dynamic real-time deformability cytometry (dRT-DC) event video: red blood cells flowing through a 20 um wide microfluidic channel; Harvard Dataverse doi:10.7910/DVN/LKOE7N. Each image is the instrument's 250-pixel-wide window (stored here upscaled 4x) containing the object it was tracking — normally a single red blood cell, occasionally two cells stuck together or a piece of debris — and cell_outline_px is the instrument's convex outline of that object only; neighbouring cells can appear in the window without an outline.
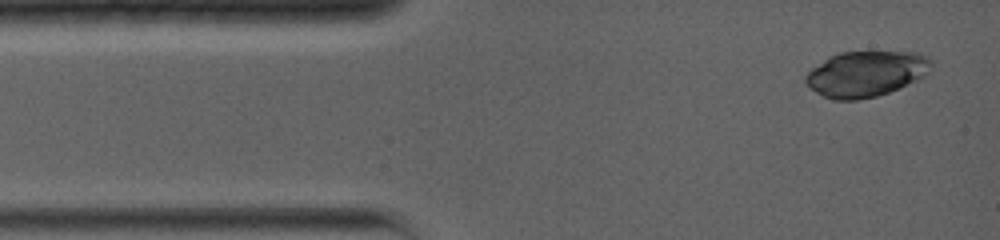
{"species": "common noctule bat (a hibernating species)", "species_latin": "Nyctalus noctula", "temperature_condition": "warm", "stored_images_in_passage": 10, "camera_frame_rate_fps": 5000, "um_per_image_px": 0.085, "animal": {"sex": "female", "body_mass_g": 19.0, "forearm_length_mm": 56.7}, "frame": {"image": 1, "passage_image": 2, "time_ms": 0.4, "image_size_px": [1000, 240], "cell_outline_px": [[932, 64], [928, 72], [924, 76], [916, 80], [888, 92], [876, 96], [856, 100], [832, 100], [816, 92], [804, 80], [804, 76], [812, 68], [828, 56], [840, 52], [920, 52], [928, 56], [932, 60]], "centroid_in_image_um": [73.61, 6.26], "position_along_channel_um": 11.4, "area_um2": 33.35}}